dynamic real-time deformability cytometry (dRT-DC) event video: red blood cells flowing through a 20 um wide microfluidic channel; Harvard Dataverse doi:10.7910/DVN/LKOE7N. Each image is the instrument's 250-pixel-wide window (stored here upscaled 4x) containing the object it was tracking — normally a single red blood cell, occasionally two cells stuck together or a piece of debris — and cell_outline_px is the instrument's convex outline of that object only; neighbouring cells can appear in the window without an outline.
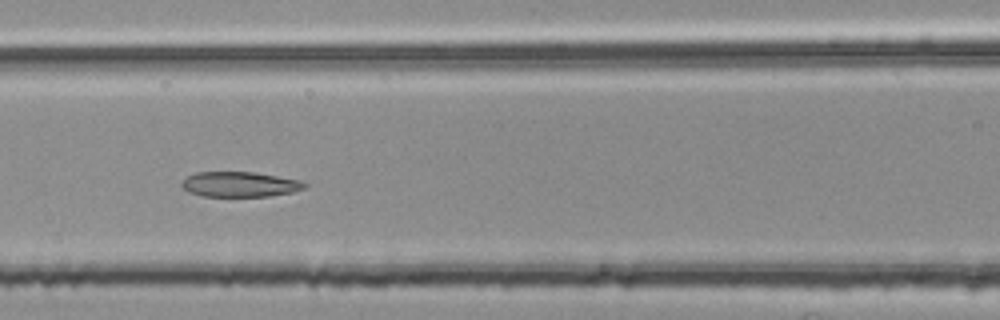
{"species": "common noctule bat (a hibernating species)", "species_latin": "Nyctalus noctula", "temperature_condition": "room temperature", "stored_images_in_passage": 50, "segment_of_instrument_passage": [2, 2], "camera_frame_rate_fps": 3000, "um_per_image_px": 0.085, "animal": {"sex": "female", "body_mass_g": 25.1}, "frame": {"image": 1, "passage_image": 22, "time_ms": 7.0, "image_size_px": [1000, 320], "cell_outline_px": [[308, 184], [304, 188], [292, 192], [268, 196], [200, 196], [188, 192], [180, 184], [188, 176], [196, 172], [252, 172], [300, 180]], "centroid_in_image_um": [20.36, 15.67], "position_along_channel_um": 146.2, "area_um2": 17.86}}
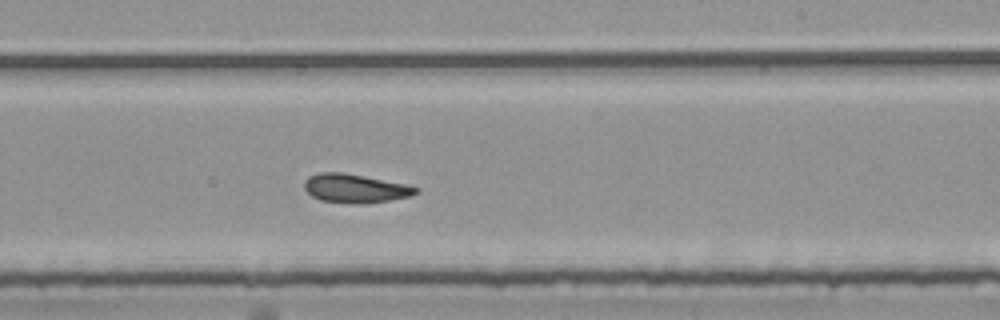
{"frame": {"image": 2, "passage_image": 31, "time_ms": 10.0, "image_size_px": [1000, 320], "cell_outline_px": [[420, 192], [408, 196], [388, 200], [364, 204], [348, 204], [320, 200], [312, 196], [304, 188], [304, 180], [308, 176], [320, 172], [340, 172], [364, 176], [408, 184], [420, 188]], "centroid_in_image_um": [30.18, 16.01], "position_along_channel_um": 258.8, "area_um2": 18.84}}
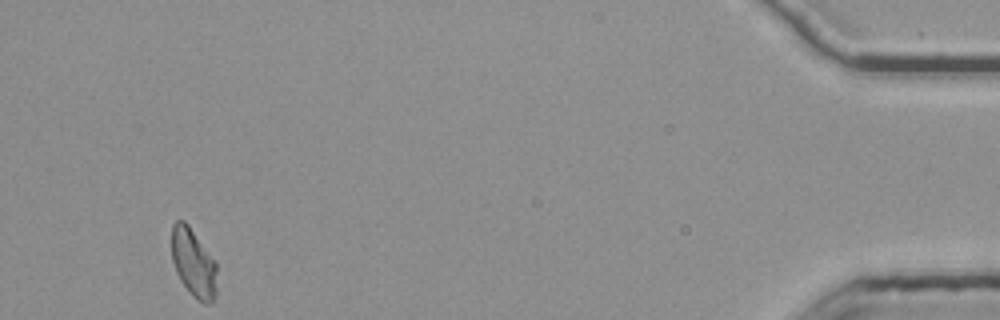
{"frame": {"image": 3, "passage_image": 50, "time_ms": 16.333, "image_size_px": [1000, 320], "cell_outline_px": [[216, 296], [212, 304], [204, 304], [196, 300], [188, 292], [180, 280], [176, 272], [172, 260], [172, 224], [176, 220], [184, 220], [188, 224], [216, 260]], "centroid_in_image_um": [16.46, 22.38], "position_along_channel_um": 418.7, "area_um2": 18.5}}